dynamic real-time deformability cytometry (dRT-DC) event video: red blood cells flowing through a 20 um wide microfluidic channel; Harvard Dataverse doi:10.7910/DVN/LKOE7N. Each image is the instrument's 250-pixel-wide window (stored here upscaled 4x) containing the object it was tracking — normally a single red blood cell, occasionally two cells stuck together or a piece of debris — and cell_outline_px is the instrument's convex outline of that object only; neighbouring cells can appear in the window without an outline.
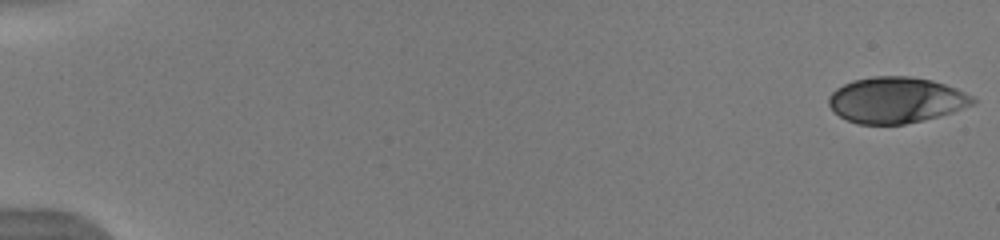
{"species": "human", "species_latin": "Homo sapiens", "temperature_condition": "warm", "stored_images_in_passage": 52, "camera_frame_rate_fps": 3000, "um_per_image_px": 0.085, "donor": {"sex": "male"}, "frame": {"image": 1, "passage_image": 1, "time_ms": 0.0, "image_size_px": [1000, 240], "cell_outline_px": [[976, 104], [952, 112], [924, 120], [904, 124], [856, 124], [840, 116], [828, 104], [828, 96], [836, 88], [852, 80], [872, 76], [908, 76], [932, 80], [956, 88], [972, 96], [976, 100]], "centroid_in_image_um": [76.16, 8.5], "position_along_channel_um": 8.8, "area_um2": 38.61}}
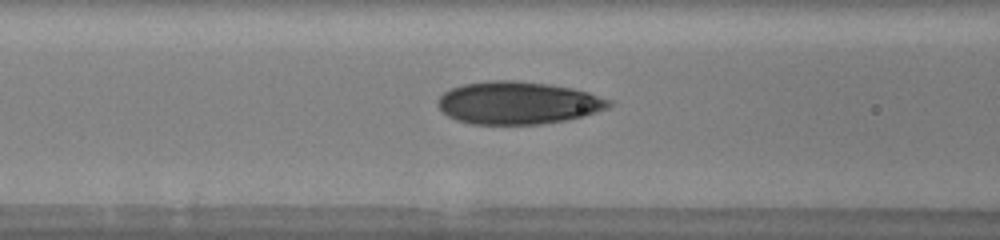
{"frame": {"image": 2, "passage_image": 23, "time_ms": 7.333, "image_size_px": [1000, 240], "cell_outline_px": [[612, 104], [608, 108], [584, 116], [568, 120], [540, 124], [472, 124], [456, 120], [448, 116], [436, 104], [436, 100], [444, 92], [452, 88], [464, 84], [488, 80], [512, 80], [548, 84], [572, 88], [588, 92], [612, 100]], "centroid_in_image_um": [44.03, 8.75], "position_along_channel_um": 122.6, "area_um2": 42.6}}
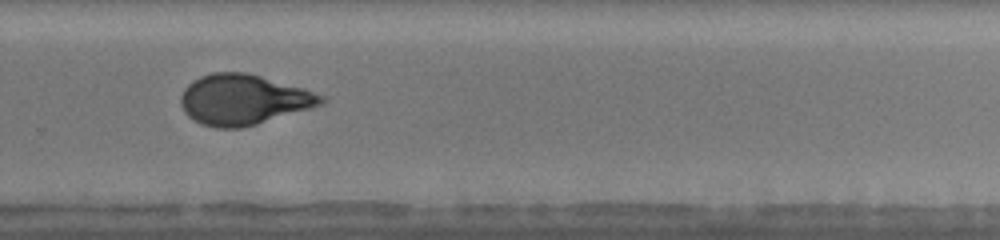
{"frame": {"image": 3, "passage_image": 37, "time_ms": 12.0, "image_size_px": [1000, 240], "cell_outline_px": [[328, 100], [324, 104], [256, 124], [240, 128], [216, 128], [200, 124], [188, 116], [184, 112], [180, 104], [180, 96], [184, 88], [192, 80], [200, 76], [212, 72], [244, 72], [260, 76], [304, 88], [324, 96]], "centroid_in_image_um": [20.66, 8.47], "position_along_channel_um": 309.1, "area_um2": 41.27}, "authors_computed_cell_mechanics": {"area_um2": 40.6623, "velocity_mm_per_s": 4.0075, "shape_relaxation_time_tau1_ms": 5.9729, "shape_relaxation_time_tau2_ms": 1.0493, "deformation_change_tau1": 0.212, "deformation_change_tau2": 0.0652}}